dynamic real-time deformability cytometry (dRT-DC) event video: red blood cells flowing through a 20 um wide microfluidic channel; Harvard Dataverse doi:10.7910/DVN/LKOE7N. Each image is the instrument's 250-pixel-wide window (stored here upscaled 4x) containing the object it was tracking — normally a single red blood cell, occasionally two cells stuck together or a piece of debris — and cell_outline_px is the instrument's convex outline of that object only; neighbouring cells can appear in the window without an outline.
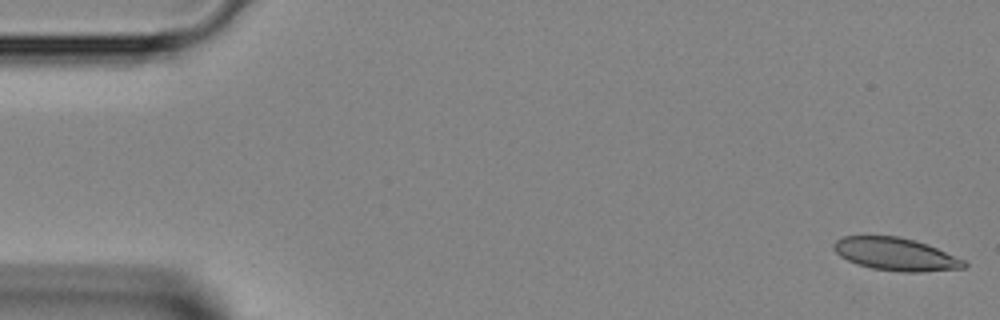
{"species": "Egyptian fruit bat (a non-hibernating species)", "species_latin": "Rousettus aegyptiacus", "temperature_condition": "room temperature", "stored_images_in_passage": 8, "camera_frame_rate_fps": 3000, "um_per_image_px": 0.085, "animal": {"sex": "female"}, "frame": {"image": 1, "passage_image": 1, "time_ms": 0.0, "image_size_px": [1000, 320], "cell_outline_px": [[968, 264], [964, 268], [920, 272], [900, 272], [872, 268], [856, 264], [840, 256], [832, 248], [832, 244], [836, 240], [844, 236], [900, 236], [916, 240], [928, 244], [964, 260]], "centroid_in_image_um": [76.12, 21.6], "position_along_channel_um": 8.9, "area_um2": 24.97}}